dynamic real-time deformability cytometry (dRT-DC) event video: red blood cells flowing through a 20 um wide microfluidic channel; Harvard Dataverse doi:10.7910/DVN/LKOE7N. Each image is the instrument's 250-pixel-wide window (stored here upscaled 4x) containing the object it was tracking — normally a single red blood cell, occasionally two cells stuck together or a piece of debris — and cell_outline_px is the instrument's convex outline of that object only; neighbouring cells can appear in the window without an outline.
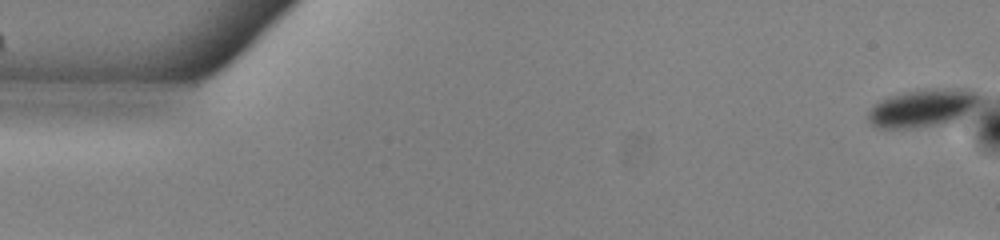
{"species": "common noctule bat (a hibernating species)", "species_latin": "Nyctalus noctula", "temperature_condition": "warm", "stored_images_in_passage": 25, "camera_frame_rate_fps": 3000, "um_per_image_px": 0.085, "animal": {"sex": "male", "body_mass_g": 13.0, "forearm_length_mm": 53.1}, "frame": {"image": 1, "passage_image": 1, "time_ms": 0.0, "image_size_px": [1000, 240], "cell_outline_px": [[980, 100], [960, 120], [952, 124], [912, 128], [880, 128], [872, 124], [868, 120], [868, 112], [880, 100], [888, 96], [920, 88], [976, 88], [980, 92]], "centroid_in_image_um": [78.52, 9.16], "position_along_channel_um": 6.5, "area_um2": 25.43}}
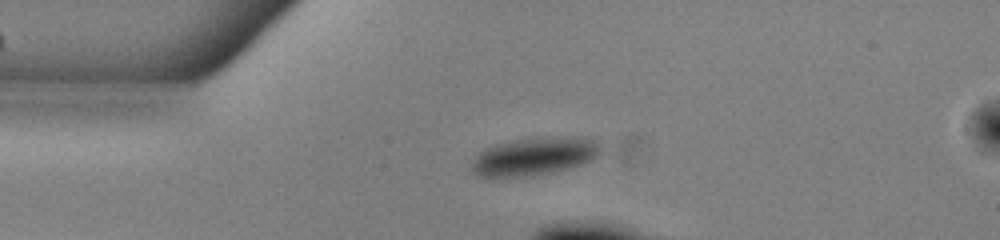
{"frame": {"image": 2, "passage_image": 13, "time_ms": 4.0, "image_size_px": [1000, 240], "cell_outline_px": [[604, 148], [600, 152], [588, 160], [580, 164], [568, 168], [552, 172], [532, 176], [480, 176], [472, 172], [472, 156], [476, 152], [484, 148], [496, 144], [512, 140], [536, 136], [576, 136], [592, 140], [600, 144]], "centroid_in_image_um": [45.37, 13.25], "position_along_channel_um": 39.6, "area_um2": 28.78}}
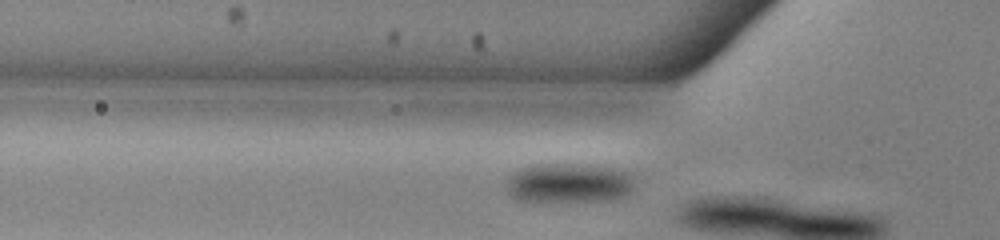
{"frame": {"image": 3, "passage_image": 18, "time_ms": 5.667, "image_size_px": [1000, 240], "cell_outline_px": [[636, 188], [628, 196], [612, 200], [520, 200], [512, 196], [508, 192], [508, 176], [512, 172], [520, 168], [536, 164], [592, 164], [616, 168], [632, 172]], "centroid_in_image_um": [48.47, 15.52], "position_along_channel_um": 77.3, "area_um2": 29.94}}